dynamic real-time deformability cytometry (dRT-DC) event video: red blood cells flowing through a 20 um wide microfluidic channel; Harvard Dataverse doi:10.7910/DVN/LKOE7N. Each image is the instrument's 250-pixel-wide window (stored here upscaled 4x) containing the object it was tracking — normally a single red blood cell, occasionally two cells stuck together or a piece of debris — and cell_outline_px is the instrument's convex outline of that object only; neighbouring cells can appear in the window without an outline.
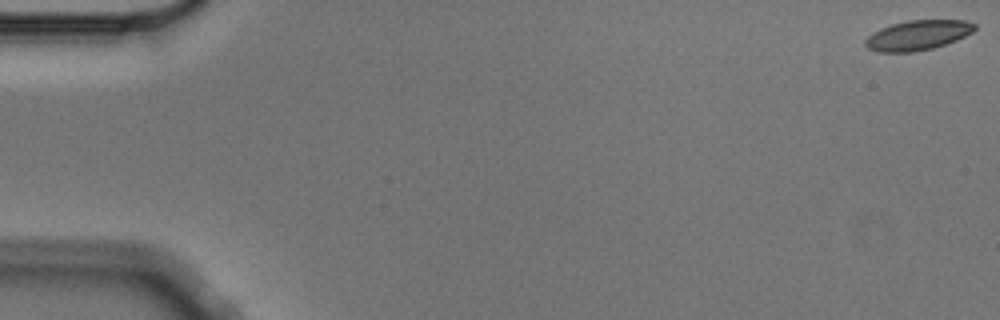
{"species": "Egyptian fruit bat (a non-hibernating species)", "species_latin": "Rousettus aegyptiacus", "temperature_condition": "cold", "stored_images_in_passage": 6, "camera_frame_rate_fps": 3000, "um_per_image_px": 0.085, "animal": {"sex": "male"}, "frame": {"image": 1, "passage_image": 1, "time_ms": 0.0, "image_size_px": [1000, 320], "cell_outline_px": [[976, 28], [972, 32], [956, 40], [932, 48], [912, 52], [876, 52], [868, 48], [864, 44], [864, 40], [872, 32], [880, 28], [892, 24], [908, 20], [964, 20], [976, 24]], "centroid_in_image_um": [77.97, 2.99], "position_along_channel_um": 7.0, "area_um2": 19.02}}
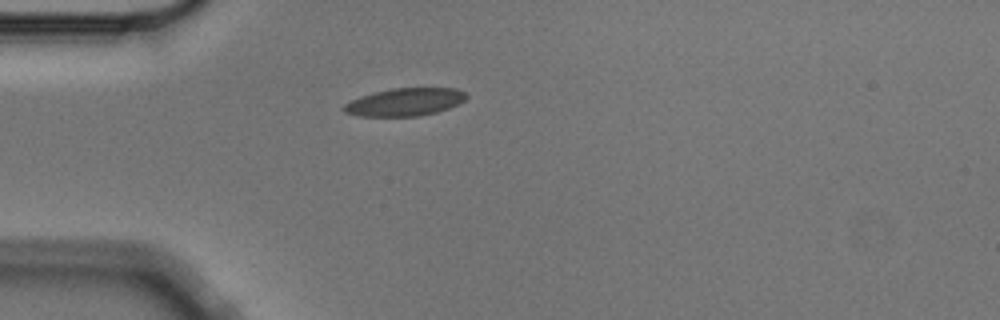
{"frame": {"image": 2, "passage_image": 5, "time_ms": 1.333, "image_size_px": [1000, 320], "cell_outline_px": [[468, 96], [460, 104], [436, 112], [420, 116], [356, 116], [344, 112], [340, 108], [344, 104], [360, 96], [392, 88], [456, 88], [464, 92]], "centroid_in_image_um": [34.4, 8.68], "position_along_channel_um": 50.6, "area_um2": 19.88}}